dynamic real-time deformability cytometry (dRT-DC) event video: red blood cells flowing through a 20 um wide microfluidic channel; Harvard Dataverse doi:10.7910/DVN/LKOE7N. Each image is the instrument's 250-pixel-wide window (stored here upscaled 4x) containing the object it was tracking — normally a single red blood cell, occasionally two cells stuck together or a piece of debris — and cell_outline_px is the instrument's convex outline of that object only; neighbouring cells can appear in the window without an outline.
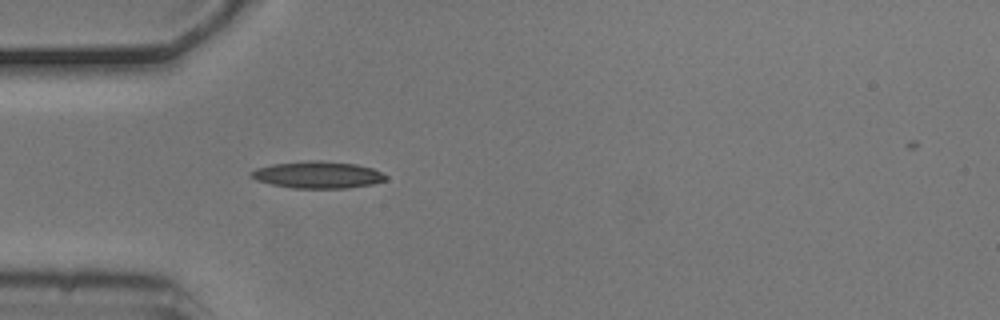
{"species": "common noctule bat (a hibernating species)", "species_latin": "Nyctalus noctula", "temperature_condition": "cold", "stored_images_in_passage": 1, "camera_frame_rate_fps": 3000, "um_per_image_px": 0.085, "animal": {"sex": "male", "body_mass_g": 20.5, "forearm_length_mm": 52.5}, "frame": {"image": 1, "passage_image": 1, "time_ms": 0.0, "image_size_px": [1000, 320], "cell_outline_px": [[388, 180], [372, 184], [348, 188], [292, 188], [272, 184], [256, 180], [252, 176], [252, 172], [256, 168], [272, 164], [312, 160], [320, 160], [356, 164], [372, 168], [388, 176]], "centroid_in_image_um": [27.05, 14.86], "position_along_channel_um": 57.9, "area_um2": 21.04}}